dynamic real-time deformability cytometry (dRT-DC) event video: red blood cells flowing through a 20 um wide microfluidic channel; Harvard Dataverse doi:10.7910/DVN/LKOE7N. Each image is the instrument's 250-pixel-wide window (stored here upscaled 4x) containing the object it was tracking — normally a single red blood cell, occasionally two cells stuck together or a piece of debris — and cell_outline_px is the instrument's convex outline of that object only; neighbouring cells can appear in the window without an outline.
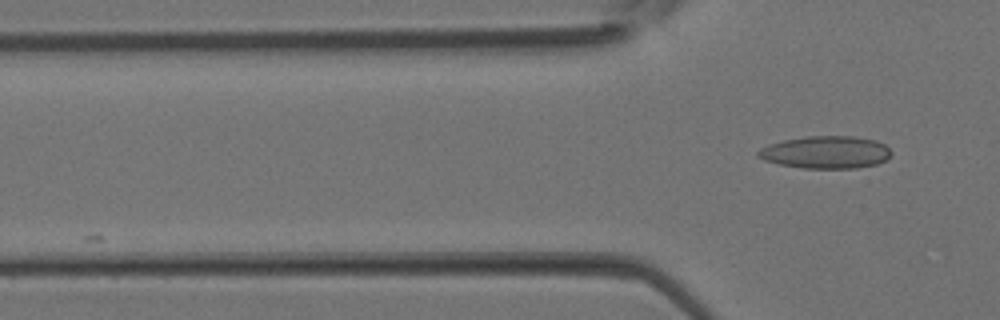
{"species": "Egyptian fruit bat (a non-hibernating species)", "species_latin": "Rousettus aegyptiacus", "temperature_condition": "room temperature", "stored_images_in_passage": 2, "camera_frame_rate_fps": 3000, "um_per_image_px": 0.085, "animal": {"sex": "female"}, "frame": {"image": 1, "passage_image": 2, "time_ms": 0.333, "image_size_px": [1000, 320], "cell_outline_px": [[892, 152], [884, 160], [876, 164], [856, 168], [804, 168], [780, 164], [764, 160], [756, 156], [756, 152], [760, 148], [784, 140], [808, 136], [852, 136], [876, 140], [884, 144]], "centroid_in_image_um": [70.18, 12.94], "position_along_channel_um": 55.6, "area_um2": 24.97}}